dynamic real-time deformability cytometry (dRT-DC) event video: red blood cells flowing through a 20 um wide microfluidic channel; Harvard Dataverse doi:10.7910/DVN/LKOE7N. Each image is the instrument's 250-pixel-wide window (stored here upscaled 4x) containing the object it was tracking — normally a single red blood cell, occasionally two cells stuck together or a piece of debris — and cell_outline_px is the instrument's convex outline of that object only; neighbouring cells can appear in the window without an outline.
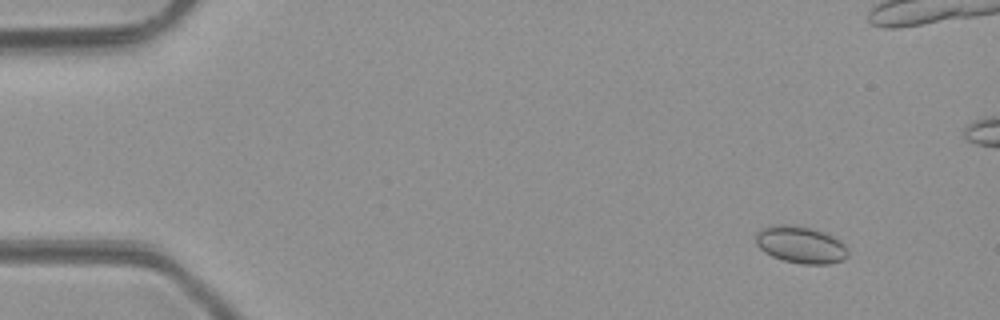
{"species": "common noctule bat (a hibernating species)", "species_latin": "Nyctalus noctula", "temperature_condition": "room temperature", "stored_images_in_passage": 5, "camera_frame_rate_fps": 3000, "um_per_image_px": 0.085, "animal": {"sex": "male", "body_mass_g": 23.1, "forearm_length_mm": 52.7}, "frame": {"image": 1, "passage_image": 1, "time_ms": 0.0, "image_size_px": [1000, 320], "cell_outline_px": [[848, 256], [844, 260], [828, 264], [800, 264], [784, 260], [772, 256], [764, 252], [756, 244], [756, 232], [772, 224], [784, 224], [812, 228], [832, 236], [840, 240], [844, 244], [848, 252]], "centroid_in_image_um": [68.05, 20.81], "position_along_channel_um": 16.9, "area_um2": 19.88}}